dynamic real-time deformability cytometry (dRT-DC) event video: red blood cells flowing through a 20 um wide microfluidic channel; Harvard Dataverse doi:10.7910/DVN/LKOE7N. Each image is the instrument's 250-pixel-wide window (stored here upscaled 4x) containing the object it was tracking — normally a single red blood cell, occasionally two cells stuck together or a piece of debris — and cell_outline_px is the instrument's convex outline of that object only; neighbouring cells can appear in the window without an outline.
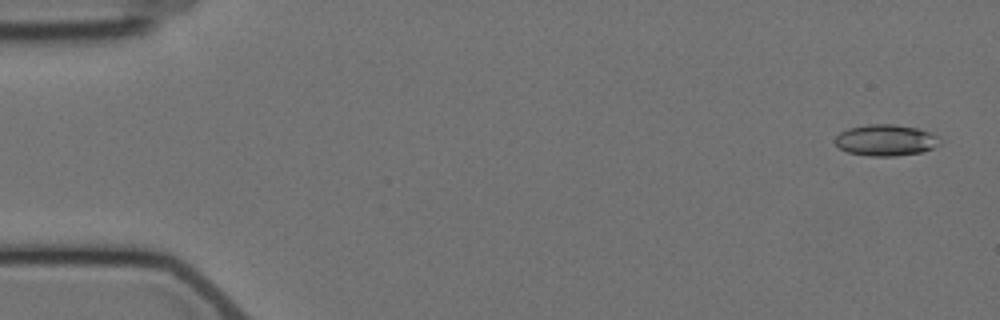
{"species": "Egyptian fruit bat (a non-hibernating species)", "species_latin": "Rousettus aegyptiacus", "temperature_condition": "cold", "stored_images_in_passage": 5, "camera_frame_rate_fps": 3000, "um_per_image_px": 0.085, "animal": {"sex": "female"}, "frame": {"image": 1, "passage_image": 1, "time_ms": 0.0, "image_size_px": [1000, 320], "cell_outline_px": [[940, 144], [932, 148], [920, 152], [892, 156], [872, 156], [848, 152], [840, 148], [832, 140], [840, 132], [848, 128], [868, 124], [896, 124], [916, 128], [932, 132], [940, 140]], "centroid_in_image_um": [75.27, 11.9], "position_along_channel_um": 9.7, "area_um2": 19.07}}